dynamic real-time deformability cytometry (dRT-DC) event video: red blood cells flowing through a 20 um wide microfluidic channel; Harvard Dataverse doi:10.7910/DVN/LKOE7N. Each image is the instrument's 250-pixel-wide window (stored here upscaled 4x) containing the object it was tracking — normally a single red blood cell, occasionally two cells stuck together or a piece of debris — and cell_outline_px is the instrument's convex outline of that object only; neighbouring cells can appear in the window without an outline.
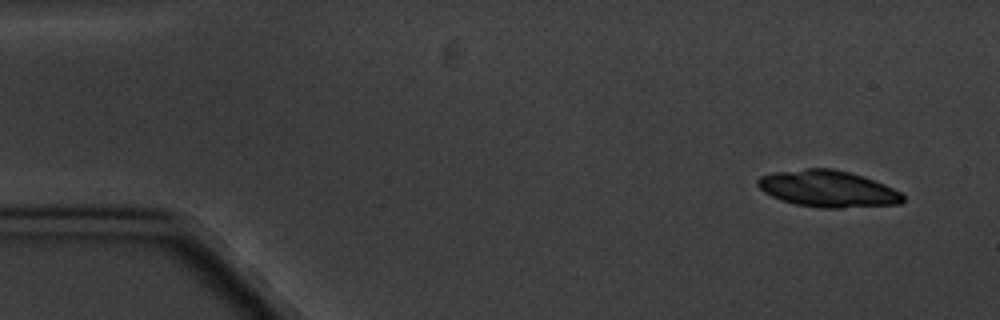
{"species": "common noctule bat (a hibernating species)", "species_latin": "Nyctalus noctula", "temperature_condition": "cold", "stored_images_in_passage": 5, "camera_frame_rate_fps": 3000, "um_per_image_px": 0.085, "animal": {"sex": "male", "body_mass_g": 20.1, "forearm_length_mm": 53.5}, "frame": {"image": 1, "passage_image": 1, "time_ms": 0.0, "image_size_px": [1000, 320], "cell_outline_px": [[904, 200], [900, 204], [840, 208], [820, 208], [796, 204], [780, 200], [764, 192], [756, 184], [756, 180], [760, 176], [776, 172], [804, 168], [832, 168], [864, 176], [884, 184], [900, 192], [904, 196]], "centroid_in_image_um": [70.36, 16.05], "position_along_channel_um": 14.6, "area_um2": 31.04}}